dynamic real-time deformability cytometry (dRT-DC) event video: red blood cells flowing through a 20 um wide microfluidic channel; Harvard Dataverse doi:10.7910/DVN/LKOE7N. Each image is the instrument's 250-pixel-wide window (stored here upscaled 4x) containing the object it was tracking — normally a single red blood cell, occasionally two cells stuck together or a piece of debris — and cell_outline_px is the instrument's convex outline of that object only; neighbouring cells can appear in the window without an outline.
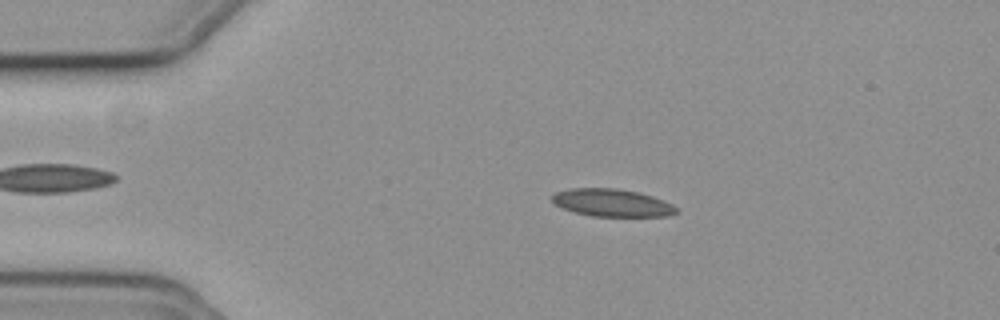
{"species": "common noctule bat (a hibernating species)", "species_latin": "Nyctalus noctula", "temperature_condition": "cold", "stored_images_in_passage": 47, "camera_frame_rate_fps": 3000, "um_per_image_px": 0.085, "animal": {"sex": "female", "body_mass_g": 19.3, "forearm_length_mm": 54.1}, "frame": {"image": 1, "passage_image": 3, "time_ms": 0.667, "image_size_px": [1000, 320], "cell_outline_px": [[676, 212], [668, 216], [592, 216], [576, 212], [564, 208], [556, 204], [552, 200], [552, 196], [556, 192], [572, 188], [616, 188], [636, 192], [652, 196], [676, 208]], "centroid_in_image_um": [51.97, 17.23], "position_along_channel_um": 33.0, "area_um2": 19.42}}
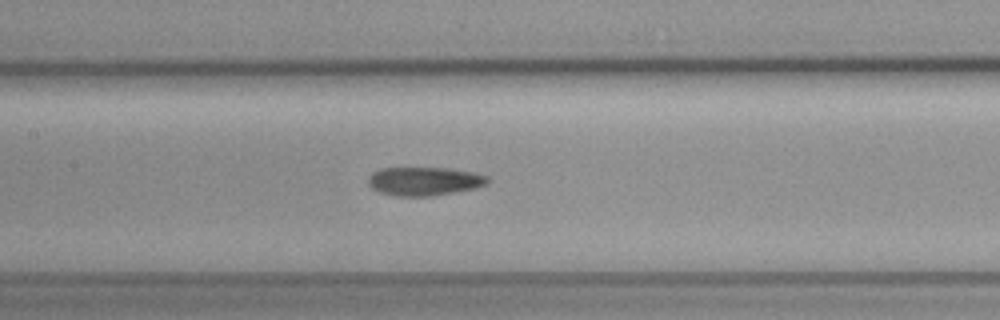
{"frame": {"image": 2, "passage_image": 18, "time_ms": 5.667, "image_size_px": [1000, 320], "cell_outline_px": [[488, 184], [476, 188], [432, 196], [396, 196], [380, 192], [372, 188], [368, 184], [368, 176], [372, 172], [380, 168], [448, 168], [472, 172], [488, 176]], "centroid_in_image_um": [36.05, 15.4], "position_along_channel_um": 171.4, "area_um2": 19.94}}
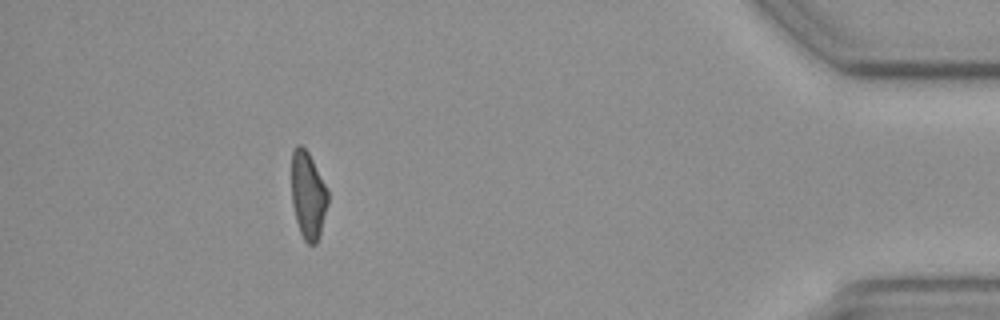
{"frame": {"image": 3, "passage_image": 42, "time_ms": 13.667, "image_size_px": [1000, 320], "cell_outline_px": [[328, 204], [320, 232], [316, 244], [308, 244], [304, 240], [300, 232], [296, 220], [292, 204], [292, 152], [296, 144], [300, 144], [308, 152], [328, 192]], "centroid_in_image_um": [26.17, 16.61], "position_along_channel_um": 409.0, "area_um2": 18.21}, "authors_computed_cell_mechanics": {"area_um2": 19.5364, "velocity_mm_per_s": 3.7246, "shape_relaxation_time_tau1_ms": null, "shape_relaxation_time_tau2_ms": 6.8099, "deformation_change_tau1": null, "deformation_change_tau2": 0.1665}}